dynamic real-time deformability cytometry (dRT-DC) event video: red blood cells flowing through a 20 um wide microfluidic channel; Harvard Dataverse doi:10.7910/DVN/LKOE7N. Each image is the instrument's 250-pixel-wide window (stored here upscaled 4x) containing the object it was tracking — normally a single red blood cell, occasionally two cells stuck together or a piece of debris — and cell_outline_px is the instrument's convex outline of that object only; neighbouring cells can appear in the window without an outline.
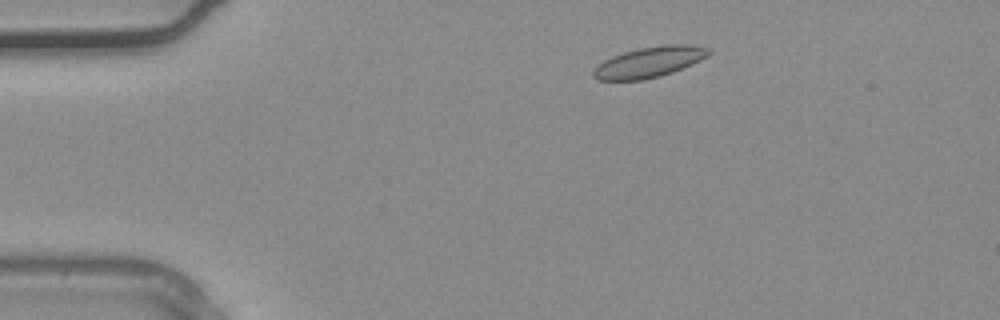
{"species": "common noctule bat (a hibernating species)", "species_latin": "Nyctalus noctula", "temperature_condition": "warm", "stored_images_in_passage": 31, "camera_frame_rate_fps": 3000, "um_per_image_px": 0.085, "animal": {"sex": "male", "body_mass_g": 20.4}, "frame": {"image": 1, "passage_image": 1, "time_ms": 0.0, "image_size_px": [1000, 320], "cell_outline_px": [[712, 52], [708, 56], [700, 60], [672, 72], [660, 76], [644, 80], [596, 80], [592, 76], [592, 72], [604, 60], [612, 56], [624, 52], [640, 48], [664, 44], [688, 44], [708, 48]], "centroid_in_image_um": [55.19, 5.28], "position_along_channel_um": 29.8, "area_um2": 20.46}}